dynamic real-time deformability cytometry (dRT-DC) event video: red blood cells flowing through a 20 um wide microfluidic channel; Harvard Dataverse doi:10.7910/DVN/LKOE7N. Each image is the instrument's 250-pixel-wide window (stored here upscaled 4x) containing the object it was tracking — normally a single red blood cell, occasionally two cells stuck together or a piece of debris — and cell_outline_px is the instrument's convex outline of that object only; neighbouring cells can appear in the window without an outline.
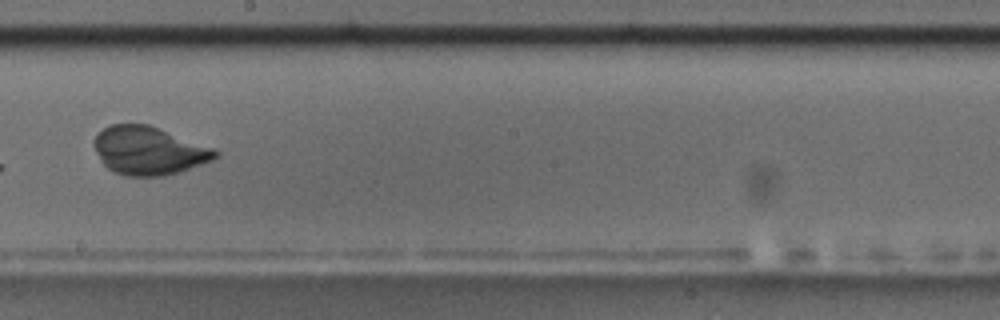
{"species": "common noctule bat (a hibernating species)", "species_latin": "Nyctalus noctula", "temperature_condition": "room temperature", "stored_images_in_passage": 9, "camera_frame_rate_fps": 3000, "um_per_image_px": 0.085, "animal": {"sex": "male", "body_mass_g": 17.5, "forearm_length_mm": 52.3}, "frame": {"image": 1, "passage_image": 9, "time_ms": 2.667, "image_size_px": [1000, 320], "cell_outline_px": [[220, 156], [212, 160], [180, 172], [164, 176], [124, 176], [108, 168], [100, 160], [92, 144], [92, 140], [104, 128], [112, 124], [148, 124], [212, 148], [220, 152]], "centroid_in_image_um": [12.63, 12.82], "position_along_channel_um": 235.6, "area_um2": 33.93}}